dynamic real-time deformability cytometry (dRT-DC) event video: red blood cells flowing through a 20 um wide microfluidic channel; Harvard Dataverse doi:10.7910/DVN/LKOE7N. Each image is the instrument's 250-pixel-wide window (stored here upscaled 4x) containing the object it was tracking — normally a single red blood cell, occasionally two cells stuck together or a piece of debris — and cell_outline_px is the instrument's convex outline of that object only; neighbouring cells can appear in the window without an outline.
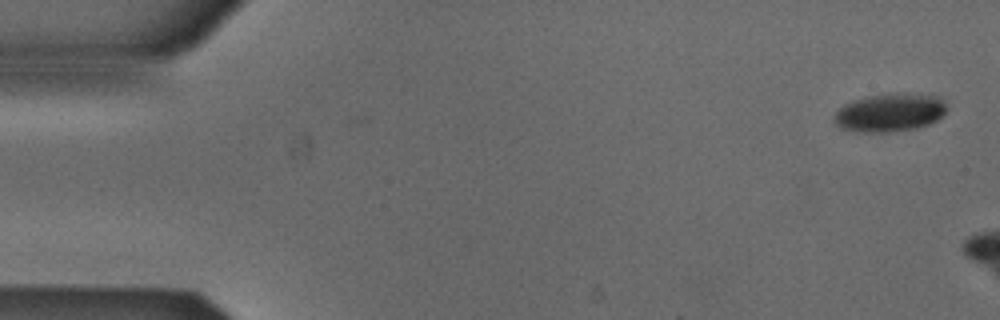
{"species": "Egyptian fruit bat (a non-hibernating species)", "species_latin": "Rousettus aegyptiacus", "temperature_condition": "cold", "stored_images_in_passage": 4, "camera_frame_rate_fps": 3000, "um_per_image_px": 0.085, "animal": {"sex": "male"}, "frame": {"image": 1, "passage_image": 4, "time_ms": 1.0, "image_size_px": [1000, 320], "cell_outline_px": [[948, 108], [936, 120], [928, 124], [916, 128], [888, 132], [860, 132], [840, 128], [836, 124], [832, 116], [844, 104], [852, 100], [872, 96], [896, 92], [904, 92], [940, 96], [944, 100]], "centroid_in_image_um": [75.64, 9.55], "position_along_channel_um": 9.4, "area_um2": 25.26}}